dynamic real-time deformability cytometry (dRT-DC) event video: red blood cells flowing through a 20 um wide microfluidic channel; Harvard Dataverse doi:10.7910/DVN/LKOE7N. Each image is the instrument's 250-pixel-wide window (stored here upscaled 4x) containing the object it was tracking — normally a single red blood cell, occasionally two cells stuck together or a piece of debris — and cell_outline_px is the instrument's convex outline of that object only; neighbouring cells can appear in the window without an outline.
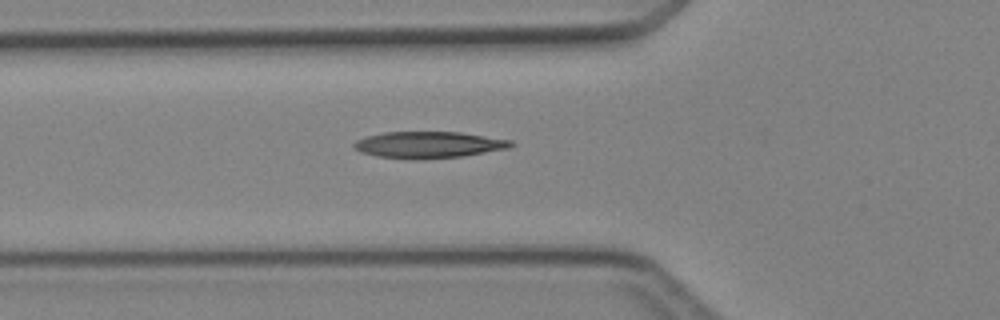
{"species": "Egyptian fruit bat (a non-hibernating species)", "species_latin": "Rousettus aegyptiacus", "temperature_condition": "cold", "stored_images_in_passage": 6, "camera_frame_rate_fps": 3000, "um_per_image_px": 0.085, "animal": {"sex": "female"}, "frame": {"image": 1, "passage_image": 6, "time_ms": 6.667, "image_size_px": [1000, 320], "cell_outline_px": [[516, 144], [512, 148], [464, 156], [408, 160], [376, 156], [360, 152], [352, 144], [356, 140], [368, 136], [384, 132], [460, 132], [512, 140]], "centroid_in_image_um": [36.48, 12.31], "position_along_channel_um": 89.3, "area_um2": 24.51}}